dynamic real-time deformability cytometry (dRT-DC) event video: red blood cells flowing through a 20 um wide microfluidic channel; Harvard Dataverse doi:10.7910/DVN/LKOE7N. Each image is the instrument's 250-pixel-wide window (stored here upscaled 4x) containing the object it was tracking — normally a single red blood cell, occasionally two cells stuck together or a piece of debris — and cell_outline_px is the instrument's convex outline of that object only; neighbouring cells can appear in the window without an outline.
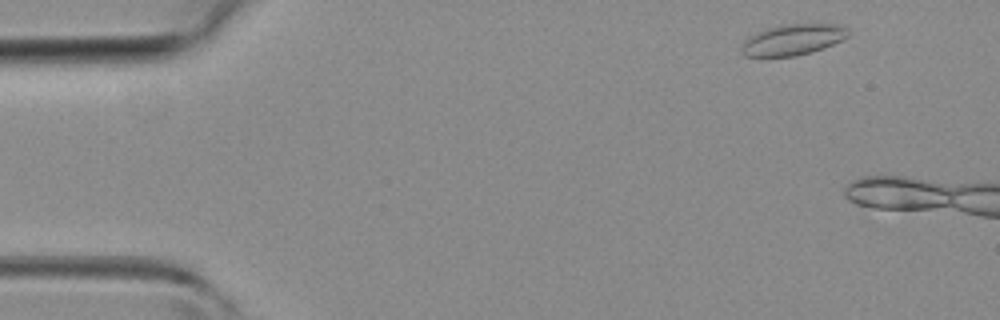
{"species": "common noctule bat (a hibernating species)", "species_latin": "Nyctalus noctula", "temperature_condition": "room temperature", "stored_images_in_passage": 5, "camera_frame_rate_fps": 3000, "um_per_image_px": 0.085, "animal": {"sex": "female", "body_mass_g": 19.3, "forearm_length_mm": 54.1}, "frame": {"image": 1, "passage_image": 2, "time_ms": 0.333, "image_size_px": [1000, 320], "cell_outline_px": [[848, 36], [844, 40], [812, 52], [796, 56], [744, 56], [740, 52], [740, 48], [744, 40], [756, 32], [780, 24], [840, 24], [848, 28]], "centroid_in_image_um": [67.4, 3.37], "position_along_channel_um": 17.6, "area_um2": 19.42}}